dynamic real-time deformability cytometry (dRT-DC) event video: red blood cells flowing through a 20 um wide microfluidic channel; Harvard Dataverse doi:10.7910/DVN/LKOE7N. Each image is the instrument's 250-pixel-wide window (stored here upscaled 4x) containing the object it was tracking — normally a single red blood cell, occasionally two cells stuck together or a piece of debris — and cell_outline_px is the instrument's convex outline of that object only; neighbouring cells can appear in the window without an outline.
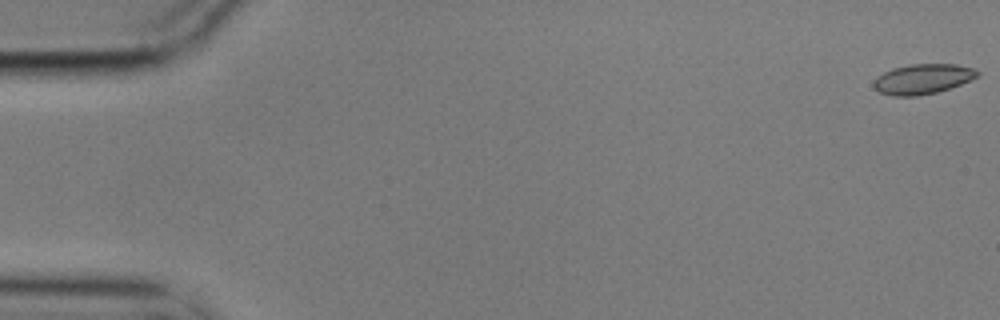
{"species": "common noctule bat (a hibernating species)", "species_latin": "Nyctalus noctula", "temperature_condition": "cold", "stored_images_in_passage": 4, "camera_frame_rate_fps": 3000, "um_per_image_px": 0.085, "animal": {"sex": "male", "body_mass_g": 17.9}, "frame": {"image": 1, "passage_image": 1, "time_ms": 0.0, "image_size_px": [1000, 320], "cell_outline_px": [[980, 76], [960, 84], [936, 92], [916, 96], [892, 96], [880, 92], [872, 84], [876, 76], [892, 68], [908, 64], [956, 64], [976, 68], [980, 72]], "centroid_in_image_um": [78.44, 6.7], "position_along_channel_um": 6.6, "area_um2": 18.26}}
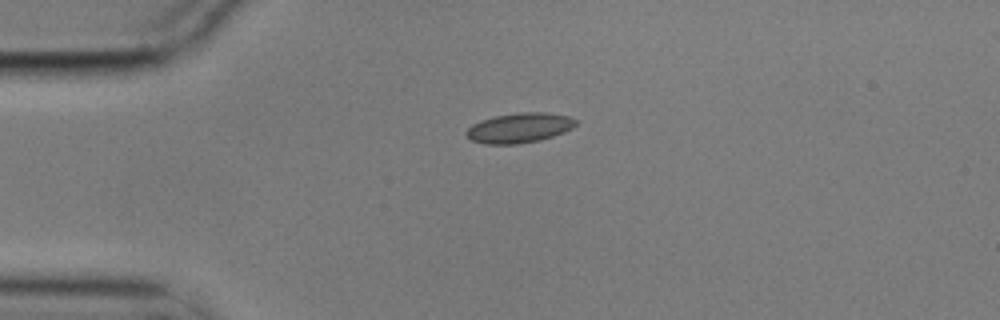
{"frame": {"image": 2, "passage_image": 4, "time_ms": 1.0, "image_size_px": [1000, 320], "cell_outline_px": [[576, 124], [572, 128], [564, 132], [540, 140], [516, 144], [484, 144], [472, 140], [464, 132], [472, 124], [480, 120], [496, 116], [520, 112], [544, 112], [568, 116], [576, 120]], "centroid_in_image_um": [44.13, 10.87], "position_along_channel_um": 40.9, "area_um2": 18.96}}